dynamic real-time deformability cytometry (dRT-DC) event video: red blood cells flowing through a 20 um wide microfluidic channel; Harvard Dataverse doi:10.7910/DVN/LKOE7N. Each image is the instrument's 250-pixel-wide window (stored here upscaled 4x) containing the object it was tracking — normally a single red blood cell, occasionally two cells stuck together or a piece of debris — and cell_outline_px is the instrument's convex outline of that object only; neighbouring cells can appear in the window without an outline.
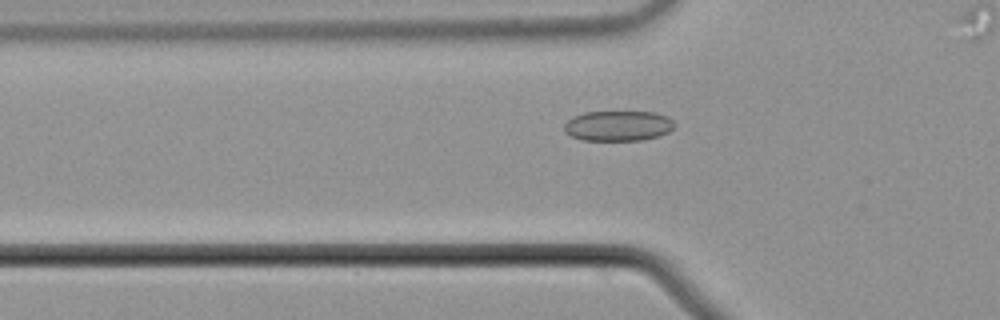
{"species": "common noctule bat (a hibernating species)", "species_latin": "Nyctalus noctula", "temperature_condition": "cold", "stored_images_in_passage": 36, "camera_frame_rate_fps": 3000, "um_per_image_px": 0.085, "animal": {"sex": "male", "body_mass_g": 21.5, "forearm_length_mm": 52.0}, "frame": {"image": 1, "passage_image": 9, "time_ms": 2.667, "image_size_px": [1000, 320], "cell_outline_px": [[676, 124], [668, 132], [660, 136], [640, 140], [584, 140], [572, 136], [564, 132], [564, 124], [572, 116], [584, 112], [656, 112], [668, 116]], "centroid_in_image_um": [52.55, 10.69], "position_along_channel_um": 73.3, "area_um2": 19.54}}
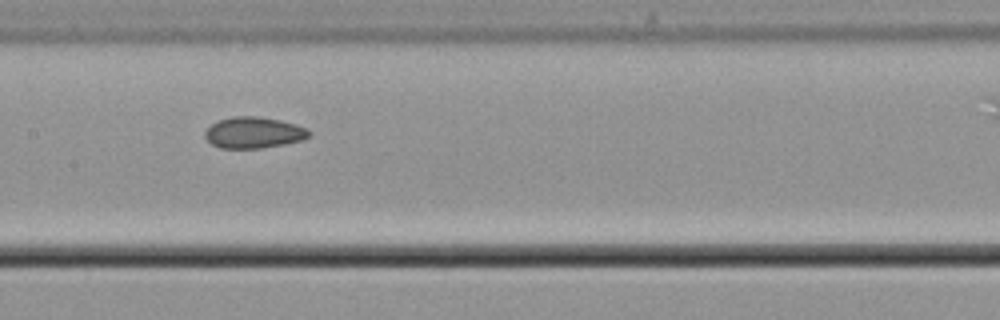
{"frame": {"image": 2, "passage_image": 18, "time_ms": 5.667, "image_size_px": [1000, 320], "cell_outline_px": [[312, 132], [308, 136], [300, 140], [284, 144], [260, 148], [220, 148], [212, 144], [204, 136], [204, 132], [212, 124], [220, 120], [232, 116], [260, 116], [280, 120], [296, 124], [308, 128]], "centroid_in_image_um": [21.57, 11.26], "position_along_channel_um": 185.8, "area_um2": 18.9}}
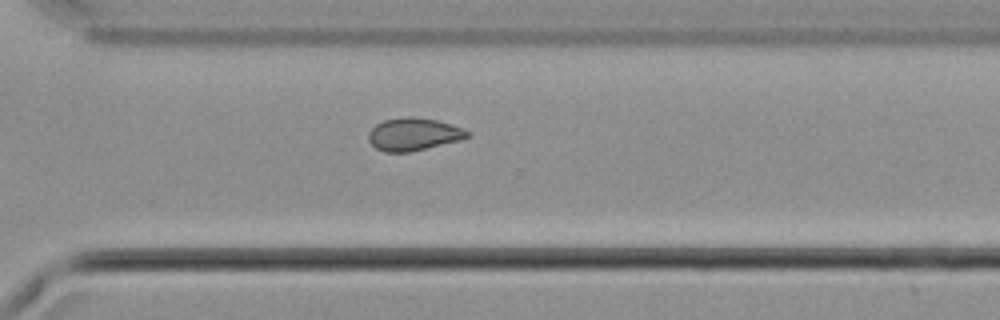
{"frame": {"image": 3, "passage_image": 30, "time_ms": 9.667, "image_size_px": [1000, 320], "cell_outline_px": [[468, 136], [460, 140], [408, 152], [384, 152], [376, 148], [368, 140], [368, 132], [376, 124], [384, 120], [404, 116], [416, 116], [436, 120], [452, 124], [464, 128], [468, 132]], "centroid_in_image_um": [35.12, 11.39], "position_along_channel_um": 335.5, "area_um2": 18.79}}